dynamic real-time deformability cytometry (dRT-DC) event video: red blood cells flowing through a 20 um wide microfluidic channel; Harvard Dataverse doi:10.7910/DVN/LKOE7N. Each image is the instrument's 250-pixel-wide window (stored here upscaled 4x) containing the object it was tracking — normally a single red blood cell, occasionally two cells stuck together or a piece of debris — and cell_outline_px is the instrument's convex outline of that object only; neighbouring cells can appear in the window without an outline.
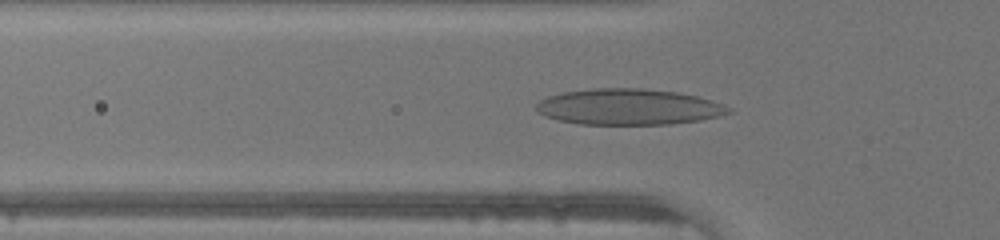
{"species": "human", "species_latin": "Homo sapiens", "temperature_condition": "warm", "stored_images_in_passage": 39, "camera_frame_rate_fps": 3000, "um_per_image_px": 0.085, "donor": {"sex": "male"}, "frame": {"image": 1, "passage_image": 12, "time_ms": 3.667, "image_size_px": [1000, 240], "cell_outline_px": [[732, 112], [720, 116], [700, 120], [668, 124], [580, 124], [556, 120], [544, 116], [536, 112], [536, 104], [540, 100], [548, 96], [564, 92], [592, 88], [644, 88], [676, 92], [696, 96], [732, 108]], "centroid_in_image_um": [53.38, 9.08], "position_along_channel_um": 72.4, "area_um2": 40.29}}
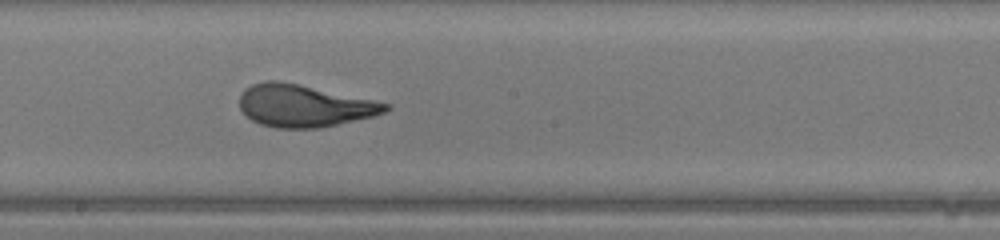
{"frame": {"image": 2, "passage_image": 22, "time_ms": 7.0, "image_size_px": [1000, 240], "cell_outline_px": [[392, 108], [384, 112], [372, 116], [320, 128], [276, 128], [260, 124], [252, 120], [240, 108], [240, 96], [244, 88], [252, 84], [264, 80], [276, 80], [300, 84], [392, 104]], "centroid_in_image_um": [25.84, 8.98], "position_along_channel_um": 222.4, "area_um2": 35.89}}
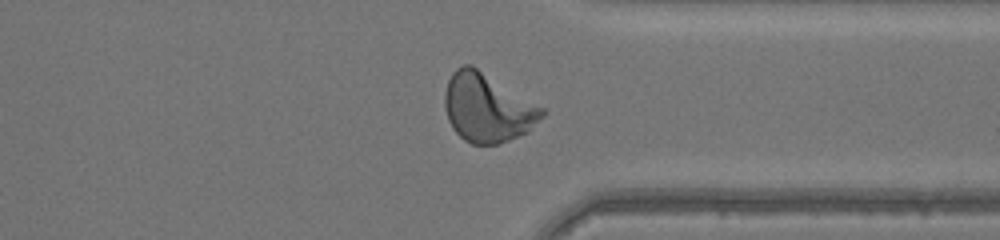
{"frame": {"image": 3, "passage_image": 32, "time_ms": 10.333, "image_size_px": [1000, 240], "cell_outline_px": [[548, 112], [528, 132], [508, 140], [496, 144], [472, 144], [464, 140], [452, 128], [448, 120], [444, 108], [444, 92], [448, 80], [452, 72], [456, 68], [464, 64], [472, 64], [544, 108]], "centroid_in_image_um": [41.42, 9.15], "position_along_channel_um": 370.0, "area_um2": 39.13}}